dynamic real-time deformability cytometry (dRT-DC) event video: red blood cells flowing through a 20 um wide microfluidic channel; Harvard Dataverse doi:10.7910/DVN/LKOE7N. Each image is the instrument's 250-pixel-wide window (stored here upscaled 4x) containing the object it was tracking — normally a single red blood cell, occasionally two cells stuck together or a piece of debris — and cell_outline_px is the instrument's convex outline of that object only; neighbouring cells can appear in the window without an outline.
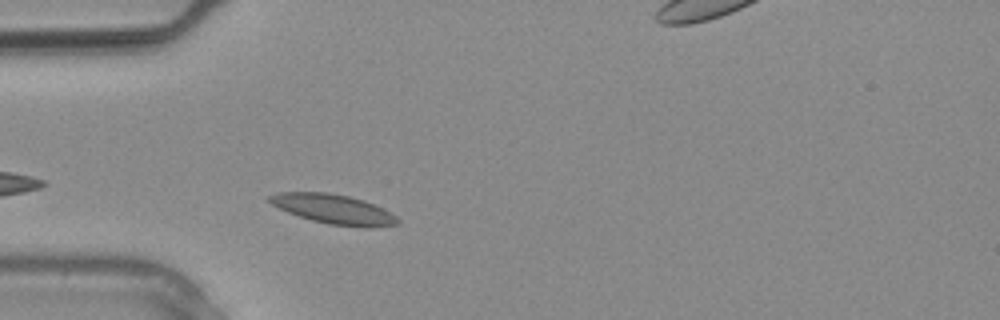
{"species": "common noctule bat (a hibernating species)", "species_latin": "Nyctalus noctula", "temperature_condition": "warm", "stored_images_in_passage": 3, "camera_frame_rate_fps": 3000, "um_per_image_px": 0.085, "animal": {"sex": "male", "body_mass_g": 20.4}, "frame": {"image": 1, "passage_image": 2, "time_ms": 0.333, "image_size_px": [1000, 320], "cell_outline_px": [[400, 224], [364, 228], [328, 224], [312, 220], [288, 212], [272, 204], [268, 200], [268, 196], [280, 192], [328, 192], [348, 196], [364, 200], [396, 216], [400, 220]], "centroid_in_image_um": [28.36, 17.78], "position_along_channel_um": 56.6, "area_um2": 21.85}}